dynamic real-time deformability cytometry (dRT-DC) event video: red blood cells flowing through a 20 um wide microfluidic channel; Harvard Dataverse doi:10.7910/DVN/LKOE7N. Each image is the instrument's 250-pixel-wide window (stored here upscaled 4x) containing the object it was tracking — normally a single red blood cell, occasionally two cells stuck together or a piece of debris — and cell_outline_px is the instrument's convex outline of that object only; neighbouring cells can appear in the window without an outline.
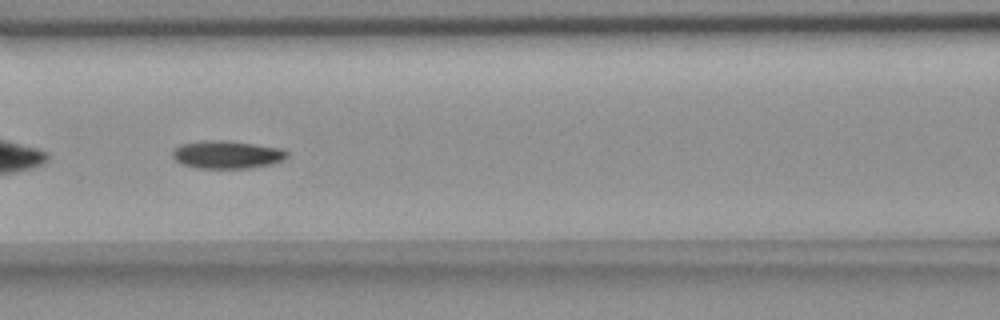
{"species": "common noctule bat (a hibernating species)", "species_latin": "Nyctalus noctula", "temperature_condition": "room temperature", "stored_images_in_passage": 9, "camera_frame_rate_fps": 3000, "um_per_image_px": 0.085, "animal": {"sex": "female", "body_mass_g": 18.4}, "frame": {"image": 1, "passage_image": 6, "time_ms": 7.333, "image_size_px": [1000, 320], "cell_outline_px": [[288, 156], [284, 160], [272, 164], [252, 168], [200, 168], [180, 164], [172, 156], [172, 152], [180, 144], [204, 140], [220, 140], [252, 144], [280, 148], [288, 152]], "centroid_in_image_um": [19.29, 13.15], "position_along_channel_um": 147.3, "area_um2": 18.55}}
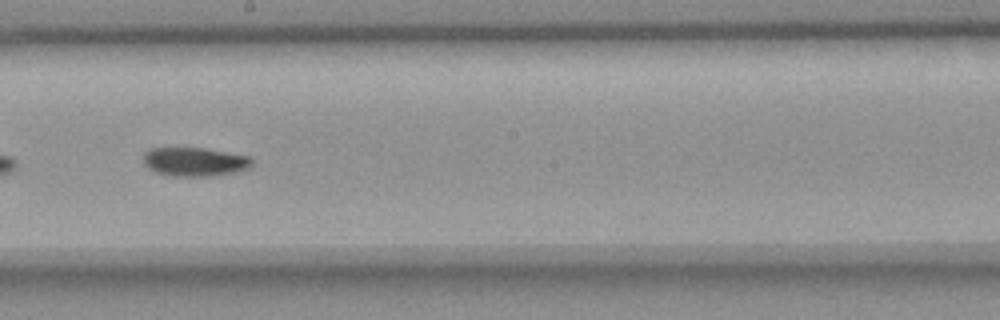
{"frame": {"image": 2, "passage_image": 8, "time_ms": 9.667, "image_size_px": [1000, 320], "cell_outline_px": [[252, 164], [248, 168], [236, 172], [208, 176], [168, 176], [156, 172], [148, 168], [144, 164], [144, 152], [148, 148], [204, 148], [252, 156]], "centroid_in_image_um": [16.54, 13.74], "position_along_channel_um": 231.7, "area_um2": 18.38}}
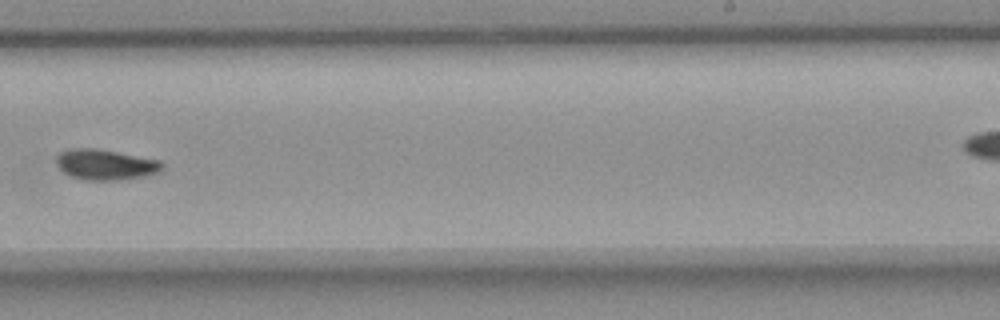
{"frame": {"image": 3, "passage_image": 9, "time_ms": 11.0, "image_size_px": [1000, 320], "cell_outline_px": [[164, 168], [160, 172], [144, 176], [120, 180], [84, 180], [72, 176], [64, 172], [56, 164], [56, 156], [60, 152], [68, 148], [92, 148], [116, 152], [160, 160], [164, 164]], "centroid_in_image_um": [8.97, 13.99], "position_along_channel_um": 280.0, "area_um2": 18.84}}